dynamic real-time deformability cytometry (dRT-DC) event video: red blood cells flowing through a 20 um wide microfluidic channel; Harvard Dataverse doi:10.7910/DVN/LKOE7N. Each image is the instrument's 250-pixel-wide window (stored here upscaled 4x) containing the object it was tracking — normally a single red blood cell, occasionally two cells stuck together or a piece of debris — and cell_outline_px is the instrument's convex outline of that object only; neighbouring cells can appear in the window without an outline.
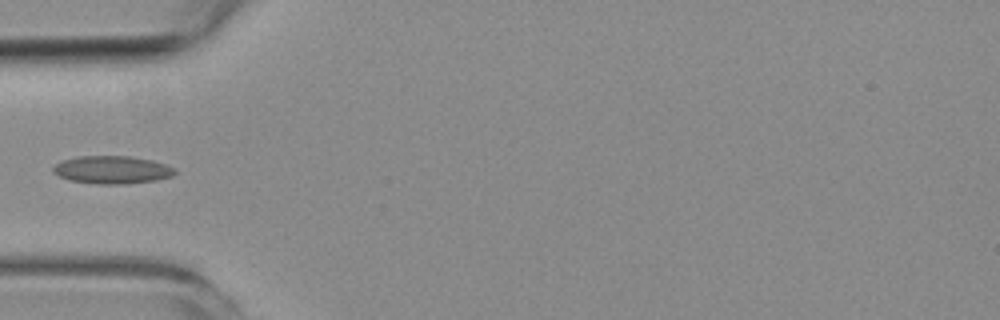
{"species": "common noctule bat (a hibernating species)", "species_latin": "Nyctalus noctula", "temperature_condition": "room temperature", "stored_images_in_passage": 2, "camera_frame_rate_fps": 3000, "um_per_image_px": 0.085, "animal": {"sex": "female", "body_mass_g": 19.3, "forearm_length_mm": 54.1}, "frame": {"image": 1, "passage_image": 1, "time_ms": 0.0, "image_size_px": [1000, 320], "cell_outline_px": [[176, 172], [172, 176], [156, 180], [124, 184], [96, 184], [68, 180], [52, 172], [52, 168], [60, 160], [76, 156], [132, 156], [152, 160], [176, 168]], "centroid_in_image_um": [9.5, 14.43], "position_along_channel_um": 75.5, "area_um2": 19.94}}
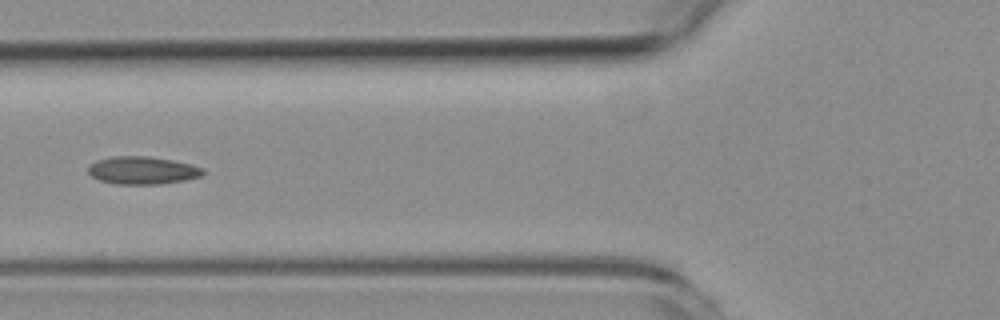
{"frame": {"image": 2, "passage_image": 2, "time_ms": 1.0, "image_size_px": [1000, 320], "cell_outline_px": [[204, 176], [184, 180], [160, 184], [116, 184], [100, 180], [92, 176], [88, 172], [88, 164], [96, 160], [112, 156], [148, 156], [172, 160], [192, 164], [204, 168]], "centroid_in_image_um": [12.12, 14.47], "position_along_channel_um": 113.7, "area_um2": 18.73}}